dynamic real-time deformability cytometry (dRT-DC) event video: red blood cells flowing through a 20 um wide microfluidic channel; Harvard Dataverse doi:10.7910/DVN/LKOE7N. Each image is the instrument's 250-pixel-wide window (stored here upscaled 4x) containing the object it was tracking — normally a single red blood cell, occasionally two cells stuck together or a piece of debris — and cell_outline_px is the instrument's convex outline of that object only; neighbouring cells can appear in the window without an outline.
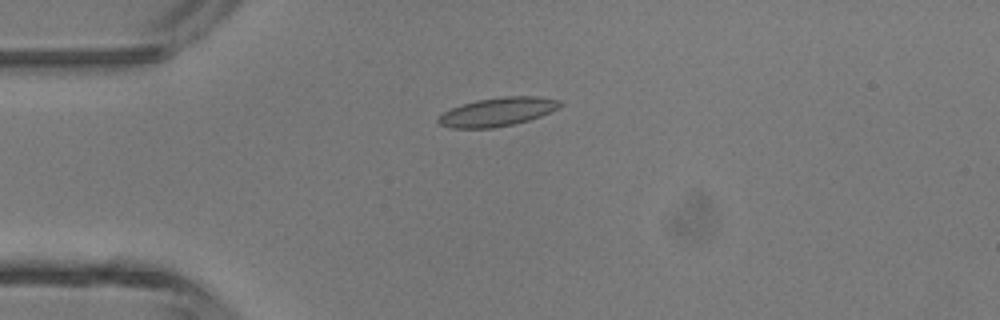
{"species": "common noctule bat (a hibernating species)", "species_latin": "Nyctalus noctula", "temperature_condition": "room temperature", "stored_images_in_passage": 4, "camera_frame_rate_fps": 3000, "um_per_image_px": 0.085, "animal": {"sex": "male", "body_mass_g": 13.3}, "frame": {"image": 1, "passage_image": 3, "time_ms": 0.667, "image_size_px": [1000, 320], "cell_outline_px": [[564, 104], [540, 116], [528, 120], [512, 124], [492, 128], [448, 128], [440, 124], [436, 120], [436, 116], [452, 108], [476, 100], [504, 96], [536, 96], [560, 100]], "centroid_in_image_um": [42.25, 9.51], "position_along_channel_um": 42.8, "area_um2": 20.17}}
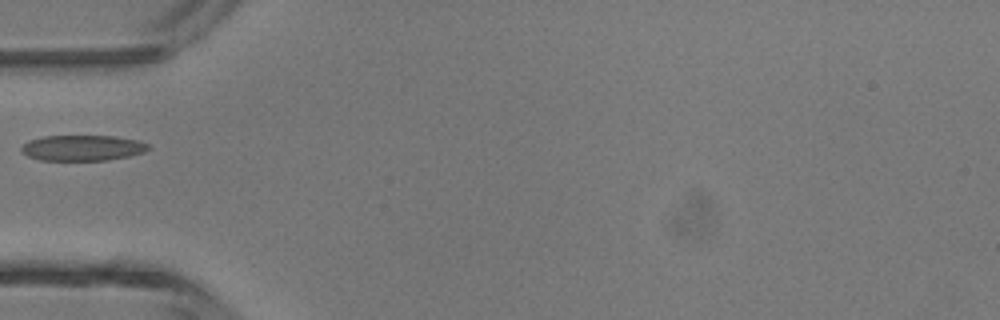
{"frame": {"image": 2, "passage_image": 4, "time_ms": 1.0, "image_size_px": [1000, 320], "cell_outline_px": [[152, 148], [144, 152], [128, 156], [108, 160], [40, 160], [28, 156], [20, 152], [20, 148], [28, 140], [44, 136], [116, 136], [136, 140], [148, 144]], "centroid_in_image_um": [7.0, 12.57], "position_along_channel_um": 78.0, "area_um2": 19.02}}